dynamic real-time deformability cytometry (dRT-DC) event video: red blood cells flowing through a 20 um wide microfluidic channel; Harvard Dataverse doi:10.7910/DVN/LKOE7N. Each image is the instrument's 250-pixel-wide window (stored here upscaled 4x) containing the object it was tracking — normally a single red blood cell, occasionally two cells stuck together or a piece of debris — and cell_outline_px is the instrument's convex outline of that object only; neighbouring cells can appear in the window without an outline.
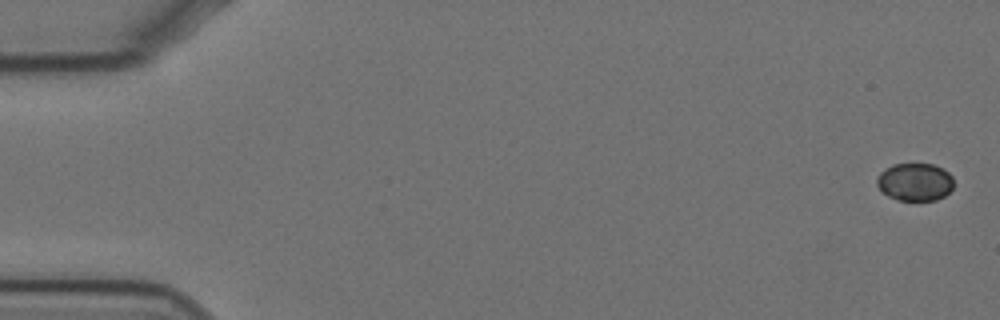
{"species": "Egyptian fruit bat (a non-hibernating species)", "species_latin": "Rousettus aegyptiacus", "temperature_condition": "cold", "stored_images_in_passage": 52, "camera_frame_rate_fps": 3000, "um_per_image_px": 0.085, "animal": {"sex": "female"}, "frame": {"image": 1, "passage_image": 1, "time_ms": 0.0, "image_size_px": [1000, 320], "cell_outline_px": [[952, 188], [944, 196], [936, 200], [896, 200], [888, 196], [876, 184], [876, 180], [880, 172], [884, 168], [892, 164], [932, 164], [944, 168], [952, 176]], "centroid_in_image_um": [77.76, 15.45], "position_along_channel_um": 7.2, "area_um2": 16.94}}
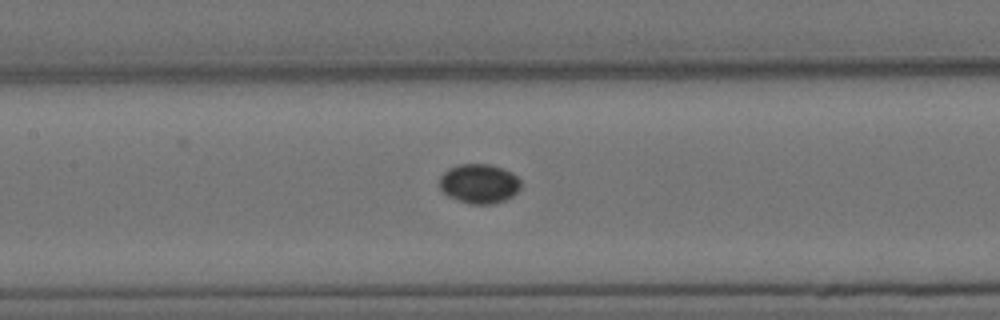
{"frame": {"image": 2, "passage_image": 27, "time_ms": 8.667, "image_size_px": [1000, 320], "cell_outline_px": [[520, 188], [512, 196], [504, 200], [492, 204], [468, 204], [448, 196], [440, 188], [440, 176], [448, 168], [456, 164], [492, 164], [504, 168], [512, 172], [520, 180]], "centroid_in_image_um": [40.72, 15.59], "position_along_channel_um": 166.7, "area_um2": 18.84}}
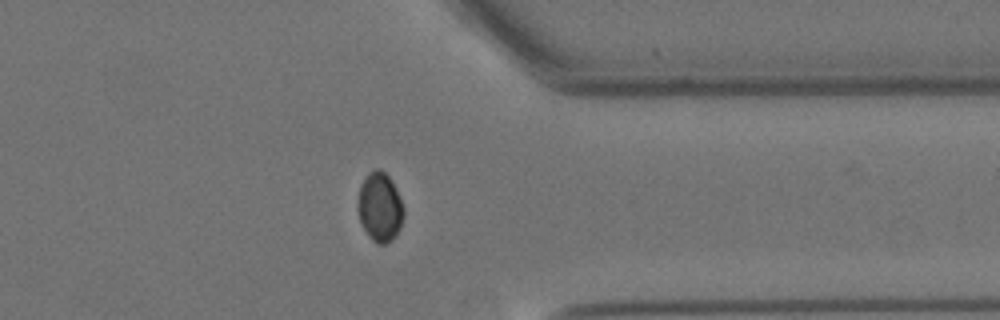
{"frame": {"image": 3, "passage_image": 46, "time_ms": 15.0, "image_size_px": [1000, 320], "cell_outline_px": [[404, 216], [400, 228], [396, 236], [392, 240], [384, 244], [376, 244], [368, 236], [360, 224], [356, 208], [356, 204], [360, 184], [368, 172], [372, 168], [380, 168], [392, 180], [396, 188], [404, 208]], "centroid_in_image_um": [32.26, 17.6], "position_along_channel_um": 379.1, "area_um2": 19.13}}